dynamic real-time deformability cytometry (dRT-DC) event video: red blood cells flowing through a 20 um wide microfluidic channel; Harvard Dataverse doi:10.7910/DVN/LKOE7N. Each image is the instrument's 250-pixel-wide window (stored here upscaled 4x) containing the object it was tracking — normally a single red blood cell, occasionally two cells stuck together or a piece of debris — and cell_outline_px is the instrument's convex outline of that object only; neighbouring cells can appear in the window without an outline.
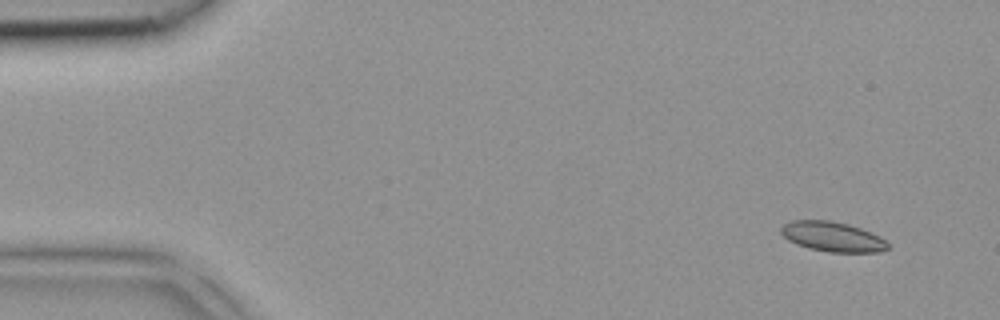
{"species": "common noctule bat (a hibernating species)", "species_latin": "Nyctalus noctula", "temperature_condition": "room temperature", "stored_images_in_passage": 2, "segment_of_instrument_passage": [2, 2], "camera_frame_rate_fps": 3000, "um_per_image_px": 0.085, "animal": {"sex": "female", "body_mass_g": 18.4}, "frame": {"image": 1, "passage_image": 2, "time_ms": 0.333, "image_size_px": [1000, 320], "cell_outline_px": [[888, 248], [880, 252], [828, 252], [808, 248], [796, 244], [788, 240], [780, 232], [780, 228], [788, 220], [832, 220], [848, 224], [860, 228], [880, 236], [888, 244]], "centroid_in_image_um": [70.73, 20.11], "position_along_channel_um": 14.3, "area_um2": 18.67}}